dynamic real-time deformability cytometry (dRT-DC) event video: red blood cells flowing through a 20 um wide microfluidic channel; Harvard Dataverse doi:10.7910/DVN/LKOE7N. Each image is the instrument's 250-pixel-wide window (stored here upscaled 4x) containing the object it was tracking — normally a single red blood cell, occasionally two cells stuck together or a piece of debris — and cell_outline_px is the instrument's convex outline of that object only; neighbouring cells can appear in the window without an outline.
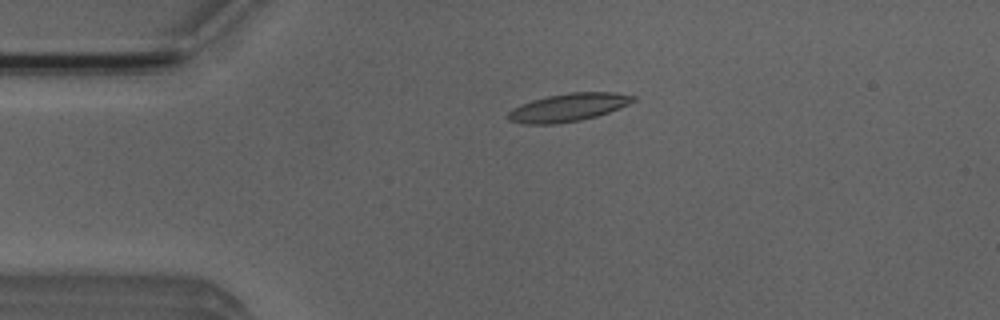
{"species": "Egyptian fruit bat (a non-hibernating species)", "species_latin": "Rousettus aegyptiacus", "temperature_condition": "room temperature", "stored_images_in_passage": 53, "camera_frame_rate_fps": 3000, "um_per_image_px": 0.085, "animal": {"sex": "male"}, "frame": {"image": 1, "passage_image": 12, "time_ms": 3.667, "image_size_px": [1000, 320], "cell_outline_px": [[636, 100], [620, 108], [596, 116], [580, 120], [552, 124], [524, 124], [508, 120], [508, 112], [512, 108], [520, 104], [532, 100], [548, 96], [568, 92], [616, 92], [636, 96]], "centroid_in_image_um": [48.3, 9.12], "position_along_channel_um": 36.7, "area_um2": 20.4}}
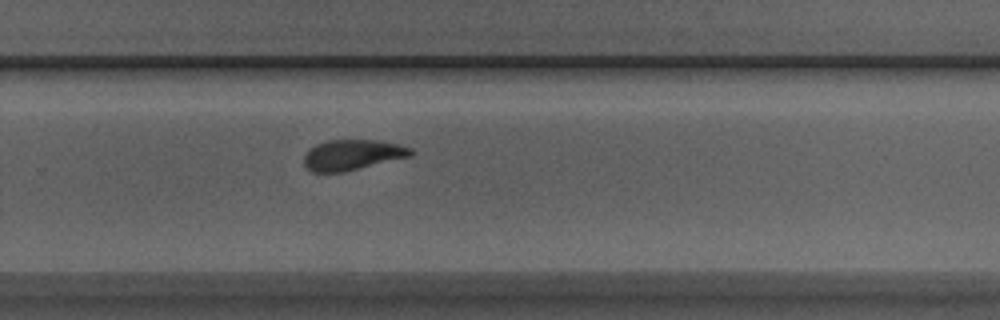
{"frame": {"image": 2, "passage_image": 35, "time_ms": 11.333, "image_size_px": [1000, 320], "cell_outline_px": [[416, 152], [412, 156], [344, 172], [312, 172], [304, 164], [304, 156], [316, 144], [328, 140], [376, 140], [400, 144], [412, 148]], "centroid_in_image_um": [30.02, 13.16], "position_along_channel_um": 299.8, "area_um2": 19.02}}
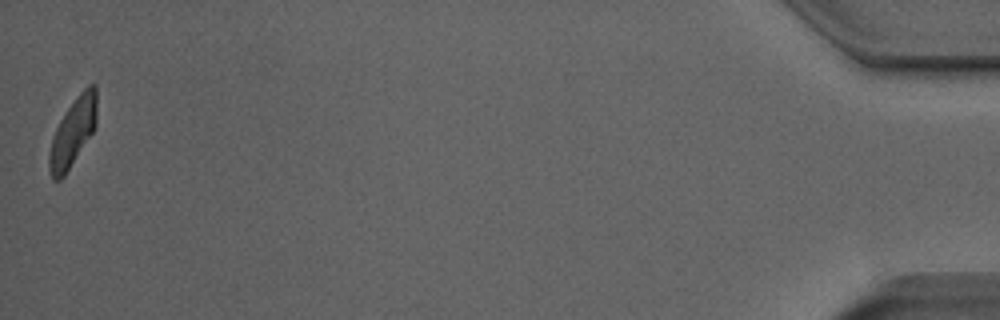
{"frame": {"image": 3, "passage_image": 53, "time_ms": 17.333, "image_size_px": [1000, 320], "cell_outline_px": [[96, 128], [64, 176], [60, 180], [52, 180], [48, 168], [48, 152], [52, 136], [60, 120], [68, 108], [80, 92], [88, 84], [96, 84]], "centroid_in_image_um": [6.18, 11.27], "position_along_channel_um": 429.0, "area_um2": 18.96}, "authors_computed_cell_mechanics": {"area_um2": 19.5364, "velocity_mm_per_s": 3.8511, "shape_relaxation_time_tau1_ms": 4.02, "shape_relaxation_time_tau2_ms": 1.4127, "deformation_change_tau1": 0.1652, "deformation_change_tau2": 0.0807}}